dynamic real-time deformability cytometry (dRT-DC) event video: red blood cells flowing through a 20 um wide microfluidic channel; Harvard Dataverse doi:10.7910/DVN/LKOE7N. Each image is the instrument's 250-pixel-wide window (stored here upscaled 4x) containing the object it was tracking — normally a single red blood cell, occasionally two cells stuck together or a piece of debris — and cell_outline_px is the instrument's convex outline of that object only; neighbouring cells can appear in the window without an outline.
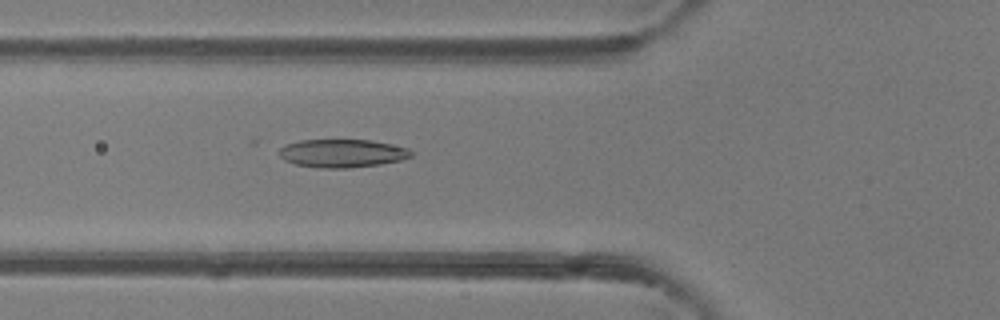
{"species": "common noctule bat (a hibernating species)", "species_latin": "Nyctalus noctula", "temperature_condition": "room temperature", "stored_images_in_passage": 49, "camera_frame_rate_fps": 3000, "um_per_image_px": 0.085, "animal": {"sex": "female"}, "frame": {"image": 1, "passage_image": 18, "time_ms": 5.667, "image_size_px": [1000, 320], "cell_outline_px": [[412, 156], [400, 160], [380, 164], [348, 168], [316, 168], [296, 164], [284, 160], [280, 156], [280, 148], [284, 144], [300, 140], [372, 140], [408, 148], [412, 152]], "centroid_in_image_um": [29.06, 13.03], "position_along_channel_um": 96.7, "area_um2": 21.68}}
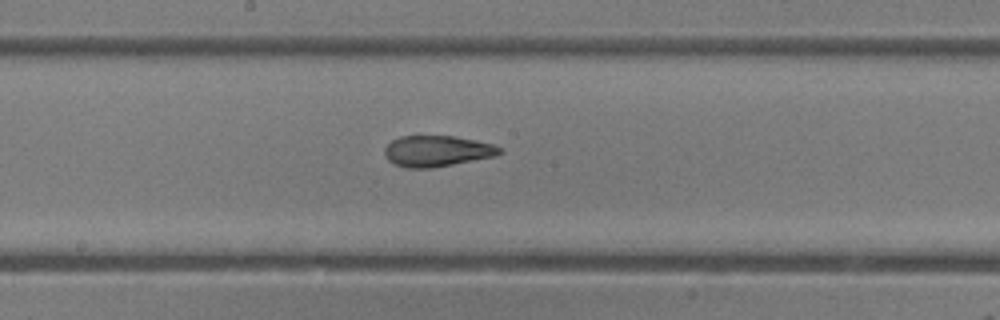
{"frame": {"image": 2, "passage_image": 26, "time_ms": 8.333, "image_size_px": [1000, 320], "cell_outline_px": [[504, 152], [496, 156], [432, 168], [404, 168], [392, 164], [384, 156], [384, 148], [392, 140], [400, 136], [452, 136], [476, 140], [492, 144], [504, 148]], "centroid_in_image_um": [37.14, 12.85], "position_along_channel_um": 211.1, "area_um2": 21.04}}
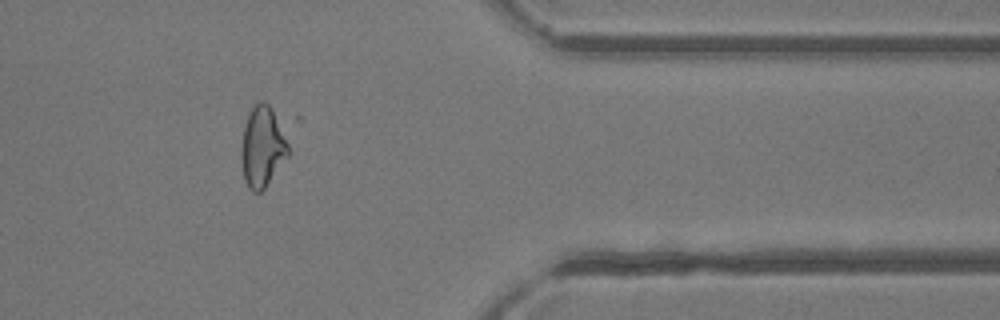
{"frame": {"image": 3, "passage_image": 40, "time_ms": 13.0, "image_size_px": [1000, 320], "cell_outline_px": [[288, 156], [264, 188], [260, 192], [252, 192], [248, 188], [244, 180], [240, 156], [240, 148], [244, 128], [248, 112], [256, 100], [264, 100], [272, 108], [288, 144]], "centroid_in_image_um": [22.26, 12.46], "position_along_channel_um": 389.1, "area_um2": 22.14}, "authors_computed_cell_mechanics": {"area_um2": 23.12, "velocity_mm_per_s": 4.2402, "shape_relaxation_time_tau1_ms": 5.6625, "shape_relaxation_time_tau2_ms": null, "deformation_change_tau1": 0.1835, "deformation_change_tau2": null}}